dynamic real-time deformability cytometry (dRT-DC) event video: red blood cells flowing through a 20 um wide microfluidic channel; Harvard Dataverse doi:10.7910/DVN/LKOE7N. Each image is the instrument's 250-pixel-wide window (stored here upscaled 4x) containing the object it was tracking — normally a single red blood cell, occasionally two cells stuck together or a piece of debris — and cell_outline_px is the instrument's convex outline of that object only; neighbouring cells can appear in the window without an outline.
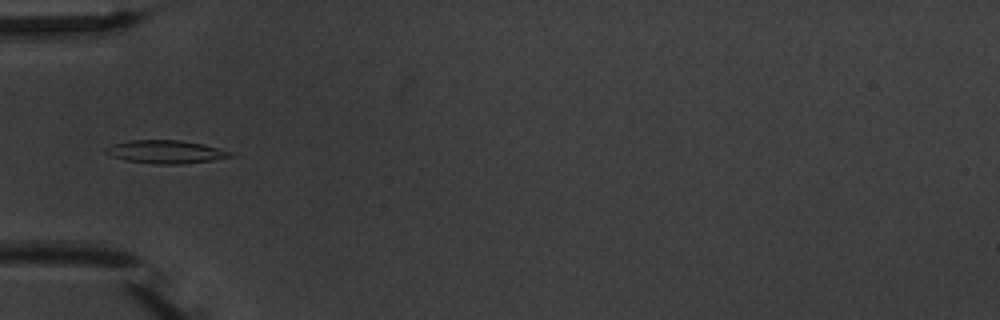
{"species": "common noctule bat (a hibernating species)", "species_latin": "Nyctalus noctula", "temperature_condition": "warm", "stored_images_in_passage": 2, "camera_frame_rate_fps": 3000, "um_per_image_px": 0.085, "animal": {"sex": "male", "body_mass_g": 20.1, "forearm_length_mm": 53.5}, "frame": {"image": 1, "passage_image": 2, "time_ms": 1.333, "image_size_px": [1000, 320], "cell_outline_px": [[236, 152], [232, 156], [212, 160], [180, 164], [156, 164], [128, 160], [112, 156], [104, 152], [104, 148], [112, 144], [132, 140], [180, 140], [204, 144]], "centroid_in_image_um": [14.12, 12.89], "position_along_channel_um": 70.9, "area_um2": 16.76}}